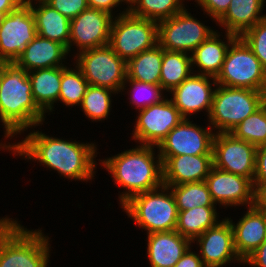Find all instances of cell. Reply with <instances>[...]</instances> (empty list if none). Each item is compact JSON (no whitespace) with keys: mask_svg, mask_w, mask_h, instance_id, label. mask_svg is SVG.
Listing matches in <instances>:
<instances>
[{"mask_svg":"<svg viewBox=\"0 0 266 267\" xmlns=\"http://www.w3.org/2000/svg\"><path fill=\"white\" fill-rule=\"evenodd\" d=\"M42 125L44 124L24 131L19 136V138L22 137L21 141L18 138L19 141L11 143L6 148V152L13 157L16 156L15 159L19 157L27 162H37L40 164L39 166L47 168L49 171L54 170L61 178L70 181L86 182V184L94 181L97 160L99 161L96 159L99 154L98 142H79L76 139L48 135L41 130Z\"/></svg>","mask_w":266,"mask_h":267,"instance_id":"6da1fadb","label":"cell"},{"mask_svg":"<svg viewBox=\"0 0 266 267\" xmlns=\"http://www.w3.org/2000/svg\"><path fill=\"white\" fill-rule=\"evenodd\" d=\"M45 120H48L46 114L33 99L28 72L9 63L0 80V127L4 134L0 151H6L24 131L44 124Z\"/></svg>","mask_w":266,"mask_h":267,"instance_id":"7a4b0ae2","label":"cell"},{"mask_svg":"<svg viewBox=\"0 0 266 267\" xmlns=\"http://www.w3.org/2000/svg\"><path fill=\"white\" fill-rule=\"evenodd\" d=\"M120 151L107 158L101 157L98 164L108 172L115 187L123 189L116 198L121 207L131 197L161 187L163 169L155 146L135 144Z\"/></svg>","mask_w":266,"mask_h":267,"instance_id":"3957f363","label":"cell"},{"mask_svg":"<svg viewBox=\"0 0 266 267\" xmlns=\"http://www.w3.org/2000/svg\"><path fill=\"white\" fill-rule=\"evenodd\" d=\"M0 220V267H50V234L26 228L18 218Z\"/></svg>","mask_w":266,"mask_h":267,"instance_id":"277c9868","label":"cell"},{"mask_svg":"<svg viewBox=\"0 0 266 267\" xmlns=\"http://www.w3.org/2000/svg\"><path fill=\"white\" fill-rule=\"evenodd\" d=\"M120 209L146 234L176 230L178 209L168 186L137 194Z\"/></svg>","mask_w":266,"mask_h":267,"instance_id":"5b68a950","label":"cell"},{"mask_svg":"<svg viewBox=\"0 0 266 267\" xmlns=\"http://www.w3.org/2000/svg\"><path fill=\"white\" fill-rule=\"evenodd\" d=\"M266 102V92L217 85L208 124L215 133H230Z\"/></svg>","mask_w":266,"mask_h":267,"instance_id":"8992f818","label":"cell"},{"mask_svg":"<svg viewBox=\"0 0 266 267\" xmlns=\"http://www.w3.org/2000/svg\"><path fill=\"white\" fill-rule=\"evenodd\" d=\"M215 80L220 86L266 92V71L241 37L230 44Z\"/></svg>","mask_w":266,"mask_h":267,"instance_id":"52a82bcc","label":"cell"},{"mask_svg":"<svg viewBox=\"0 0 266 267\" xmlns=\"http://www.w3.org/2000/svg\"><path fill=\"white\" fill-rule=\"evenodd\" d=\"M157 44V21L134 16L129 11L114 17L109 45L126 63Z\"/></svg>","mask_w":266,"mask_h":267,"instance_id":"ba28073f","label":"cell"},{"mask_svg":"<svg viewBox=\"0 0 266 267\" xmlns=\"http://www.w3.org/2000/svg\"><path fill=\"white\" fill-rule=\"evenodd\" d=\"M90 85L121 93L127 79L126 62L105 45L84 50L72 58Z\"/></svg>","mask_w":266,"mask_h":267,"instance_id":"9c48e42d","label":"cell"},{"mask_svg":"<svg viewBox=\"0 0 266 267\" xmlns=\"http://www.w3.org/2000/svg\"><path fill=\"white\" fill-rule=\"evenodd\" d=\"M186 5L179 13L158 22V44L168 51L192 54L216 29L198 20ZM206 22V25H205Z\"/></svg>","mask_w":266,"mask_h":267,"instance_id":"30bf717a","label":"cell"},{"mask_svg":"<svg viewBox=\"0 0 266 267\" xmlns=\"http://www.w3.org/2000/svg\"><path fill=\"white\" fill-rule=\"evenodd\" d=\"M136 114L131 140L138 145L155 147L184 119L168 96Z\"/></svg>","mask_w":266,"mask_h":267,"instance_id":"8fae6325","label":"cell"},{"mask_svg":"<svg viewBox=\"0 0 266 267\" xmlns=\"http://www.w3.org/2000/svg\"><path fill=\"white\" fill-rule=\"evenodd\" d=\"M215 131L208 124L198 125L184 118L157 146L160 156L213 155Z\"/></svg>","mask_w":266,"mask_h":267,"instance_id":"7c38bea8","label":"cell"},{"mask_svg":"<svg viewBox=\"0 0 266 267\" xmlns=\"http://www.w3.org/2000/svg\"><path fill=\"white\" fill-rule=\"evenodd\" d=\"M113 19V15L90 7L71 19L69 55L73 58L84 50L108 45Z\"/></svg>","mask_w":266,"mask_h":267,"instance_id":"4fadbf2b","label":"cell"},{"mask_svg":"<svg viewBox=\"0 0 266 267\" xmlns=\"http://www.w3.org/2000/svg\"><path fill=\"white\" fill-rule=\"evenodd\" d=\"M256 148L249 142L235 138L231 133H215L212 150L213 166L249 178L253 182Z\"/></svg>","mask_w":266,"mask_h":267,"instance_id":"5bb4252c","label":"cell"},{"mask_svg":"<svg viewBox=\"0 0 266 267\" xmlns=\"http://www.w3.org/2000/svg\"><path fill=\"white\" fill-rule=\"evenodd\" d=\"M37 35L31 5L19 4L0 25V59L14 63Z\"/></svg>","mask_w":266,"mask_h":267,"instance_id":"9a60e30c","label":"cell"},{"mask_svg":"<svg viewBox=\"0 0 266 267\" xmlns=\"http://www.w3.org/2000/svg\"><path fill=\"white\" fill-rule=\"evenodd\" d=\"M192 247L197 250L205 267H226L232 263L243 264L235 251L233 229L226 217L221 218V221L214 227L207 229L196 238L192 242Z\"/></svg>","mask_w":266,"mask_h":267,"instance_id":"2e32d148","label":"cell"},{"mask_svg":"<svg viewBox=\"0 0 266 267\" xmlns=\"http://www.w3.org/2000/svg\"><path fill=\"white\" fill-rule=\"evenodd\" d=\"M217 85L214 77L192 73L167 96L184 118L193 119L200 112L208 117Z\"/></svg>","mask_w":266,"mask_h":267,"instance_id":"e0dca14e","label":"cell"},{"mask_svg":"<svg viewBox=\"0 0 266 267\" xmlns=\"http://www.w3.org/2000/svg\"><path fill=\"white\" fill-rule=\"evenodd\" d=\"M205 182L213 201L221 210L233 207L239 209V206L247 208L254 204V187L249 178L213 166Z\"/></svg>","mask_w":266,"mask_h":267,"instance_id":"ac0fdd59","label":"cell"},{"mask_svg":"<svg viewBox=\"0 0 266 267\" xmlns=\"http://www.w3.org/2000/svg\"><path fill=\"white\" fill-rule=\"evenodd\" d=\"M163 185L205 181L213 167V155L160 156Z\"/></svg>","mask_w":266,"mask_h":267,"instance_id":"d6986e66","label":"cell"},{"mask_svg":"<svg viewBox=\"0 0 266 267\" xmlns=\"http://www.w3.org/2000/svg\"><path fill=\"white\" fill-rule=\"evenodd\" d=\"M244 214L237 222L225 216L233 229L234 248L237 255L244 261L266 239V214L254 206L244 208ZM241 217V218H240Z\"/></svg>","mask_w":266,"mask_h":267,"instance_id":"ffe728a7","label":"cell"},{"mask_svg":"<svg viewBox=\"0 0 266 267\" xmlns=\"http://www.w3.org/2000/svg\"><path fill=\"white\" fill-rule=\"evenodd\" d=\"M68 49L61 43L37 35L14 62L27 72L66 66L72 58ZM69 58V59H68Z\"/></svg>","mask_w":266,"mask_h":267,"instance_id":"44dd1931","label":"cell"},{"mask_svg":"<svg viewBox=\"0 0 266 267\" xmlns=\"http://www.w3.org/2000/svg\"><path fill=\"white\" fill-rule=\"evenodd\" d=\"M146 236V259L150 267H174L192 246V242L176 230L153 232Z\"/></svg>","mask_w":266,"mask_h":267,"instance_id":"7402d4cb","label":"cell"},{"mask_svg":"<svg viewBox=\"0 0 266 267\" xmlns=\"http://www.w3.org/2000/svg\"><path fill=\"white\" fill-rule=\"evenodd\" d=\"M236 38L237 36L227 32H213L191 54L193 73L216 78L221 71L227 50Z\"/></svg>","mask_w":266,"mask_h":267,"instance_id":"603a6c76","label":"cell"},{"mask_svg":"<svg viewBox=\"0 0 266 267\" xmlns=\"http://www.w3.org/2000/svg\"><path fill=\"white\" fill-rule=\"evenodd\" d=\"M266 0H231L226 13L215 23L223 32L241 37L266 17Z\"/></svg>","mask_w":266,"mask_h":267,"instance_id":"cb8c5ba5","label":"cell"},{"mask_svg":"<svg viewBox=\"0 0 266 267\" xmlns=\"http://www.w3.org/2000/svg\"><path fill=\"white\" fill-rule=\"evenodd\" d=\"M32 86V96L37 106L46 114L51 115L59 101L62 79V66L43 68L28 72ZM48 113V114H47Z\"/></svg>","mask_w":266,"mask_h":267,"instance_id":"d4e9b609","label":"cell"},{"mask_svg":"<svg viewBox=\"0 0 266 267\" xmlns=\"http://www.w3.org/2000/svg\"><path fill=\"white\" fill-rule=\"evenodd\" d=\"M37 34L63 44L69 52L70 19L53 9L46 2L31 5Z\"/></svg>","mask_w":266,"mask_h":267,"instance_id":"484cf974","label":"cell"},{"mask_svg":"<svg viewBox=\"0 0 266 267\" xmlns=\"http://www.w3.org/2000/svg\"><path fill=\"white\" fill-rule=\"evenodd\" d=\"M219 207L199 206L189 210L178 211L176 231L193 242L207 229L214 227L220 220Z\"/></svg>","mask_w":266,"mask_h":267,"instance_id":"4316f807","label":"cell"},{"mask_svg":"<svg viewBox=\"0 0 266 267\" xmlns=\"http://www.w3.org/2000/svg\"><path fill=\"white\" fill-rule=\"evenodd\" d=\"M162 58L163 48L159 44L149 50L142 51L127 62L126 80L160 85Z\"/></svg>","mask_w":266,"mask_h":267,"instance_id":"83f0119b","label":"cell"},{"mask_svg":"<svg viewBox=\"0 0 266 267\" xmlns=\"http://www.w3.org/2000/svg\"><path fill=\"white\" fill-rule=\"evenodd\" d=\"M192 73L190 54L163 49L160 86L166 94L179 86Z\"/></svg>","mask_w":266,"mask_h":267,"instance_id":"f1b7e54d","label":"cell"},{"mask_svg":"<svg viewBox=\"0 0 266 267\" xmlns=\"http://www.w3.org/2000/svg\"><path fill=\"white\" fill-rule=\"evenodd\" d=\"M116 95L119 94L111 89L89 85L79 109L89 121L104 122L110 118L114 102L112 97Z\"/></svg>","mask_w":266,"mask_h":267,"instance_id":"f546056e","label":"cell"},{"mask_svg":"<svg viewBox=\"0 0 266 267\" xmlns=\"http://www.w3.org/2000/svg\"><path fill=\"white\" fill-rule=\"evenodd\" d=\"M89 85L81 69L74 62L68 66H62L58 103H62L63 106L68 107V109L71 108V110L74 106L79 108Z\"/></svg>","mask_w":266,"mask_h":267,"instance_id":"4dcf8cb0","label":"cell"},{"mask_svg":"<svg viewBox=\"0 0 266 267\" xmlns=\"http://www.w3.org/2000/svg\"><path fill=\"white\" fill-rule=\"evenodd\" d=\"M190 0H128V11L137 17L161 21L179 13Z\"/></svg>","mask_w":266,"mask_h":267,"instance_id":"1f68e13d","label":"cell"},{"mask_svg":"<svg viewBox=\"0 0 266 267\" xmlns=\"http://www.w3.org/2000/svg\"><path fill=\"white\" fill-rule=\"evenodd\" d=\"M165 186L171 189L178 211L199 206H218L213 201L205 181Z\"/></svg>","mask_w":266,"mask_h":267,"instance_id":"d6a6232c","label":"cell"},{"mask_svg":"<svg viewBox=\"0 0 266 267\" xmlns=\"http://www.w3.org/2000/svg\"><path fill=\"white\" fill-rule=\"evenodd\" d=\"M122 95H128L129 106L136 111L146 108L150 105L159 103L167 94L162 90L160 85L138 82L135 80H126L123 85Z\"/></svg>","mask_w":266,"mask_h":267,"instance_id":"836d02e7","label":"cell"},{"mask_svg":"<svg viewBox=\"0 0 266 267\" xmlns=\"http://www.w3.org/2000/svg\"><path fill=\"white\" fill-rule=\"evenodd\" d=\"M230 133L256 147L266 144V102Z\"/></svg>","mask_w":266,"mask_h":267,"instance_id":"e575fe53","label":"cell"},{"mask_svg":"<svg viewBox=\"0 0 266 267\" xmlns=\"http://www.w3.org/2000/svg\"><path fill=\"white\" fill-rule=\"evenodd\" d=\"M241 38L252 49L266 71V17L247 30Z\"/></svg>","mask_w":266,"mask_h":267,"instance_id":"d590c367","label":"cell"},{"mask_svg":"<svg viewBox=\"0 0 266 267\" xmlns=\"http://www.w3.org/2000/svg\"><path fill=\"white\" fill-rule=\"evenodd\" d=\"M46 3L70 20L89 7L87 0H47Z\"/></svg>","mask_w":266,"mask_h":267,"instance_id":"8d00e7d4","label":"cell"},{"mask_svg":"<svg viewBox=\"0 0 266 267\" xmlns=\"http://www.w3.org/2000/svg\"><path fill=\"white\" fill-rule=\"evenodd\" d=\"M194 1L195 7L198 10L203 11L204 15H207L206 18L210 17L212 22H217L227 11L231 0H190ZM197 5V6H196Z\"/></svg>","mask_w":266,"mask_h":267,"instance_id":"74e56055","label":"cell"},{"mask_svg":"<svg viewBox=\"0 0 266 267\" xmlns=\"http://www.w3.org/2000/svg\"><path fill=\"white\" fill-rule=\"evenodd\" d=\"M87 2L90 8L102 10L114 17L128 12V0H87Z\"/></svg>","mask_w":266,"mask_h":267,"instance_id":"f35d334b","label":"cell"},{"mask_svg":"<svg viewBox=\"0 0 266 267\" xmlns=\"http://www.w3.org/2000/svg\"><path fill=\"white\" fill-rule=\"evenodd\" d=\"M266 184V144L256 148V168L253 185Z\"/></svg>","mask_w":266,"mask_h":267,"instance_id":"ab89813d","label":"cell"},{"mask_svg":"<svg viewBox=\"0 0 266 267\" xmlns=\"http://www.w3.org/2000/svg\"><path fill=\"white\" fill-rule=\"evenodd\" d=\"M243 264V266L266 267V239L243 261Z\"/></svg>","mask_w":266,"mask_h":267,"instance_id":"60d3db41","label":"cell"},{"mask_svg":"<svg viewBox=\"0 0 266 267\" xmlns=\"http://www.w3.org/2000/svg\"><path fill=\"white\" fill-rule=\"evenodd\" d=\"M193 250V251H192ZM174 267H205L194 247H190Z\"/></svg>","mask_w":266,"mask_h":267,"instance_id":"b9f144b4","label":"cell"},{"mask_svg":"<svg viewBox=\"0 0 266 267\" xmlns=\"http://www.w3.org/2000/svg\"><path fill=\"white\" fill-rule=\"evenodd\" d=\"M254 187V204L253 206L266 214V184L253 185Z\"/></svg>","mask_w":266,"mask_h":267,"instance_id":"7bdbcfd3","label":"cell"},{"mask_svg":"<svg viewBox=\"0 0 266 267\" xmlns=\"http://www.w3.org/2000/svg\"><path fill=\"white\" fill-rule=\"evenodd\" d=\"M19 4H21V0H0V11L8 14Z\"/></svg>","mask_w":266,"mask_h":267,"instance_id":"ee69618b","label":"cell"},{"mask_svg":"<svg viewBox=\"0 0 266 267\" xmlns=\"http://www.w3.org/2000/svg\"><path fill=\"white\" fill-rule=\"evenodd\" d=\"M9 63H10L9 61L0 59V80H1V77H2L4 70L6 69V67Z\"/></svg>","mask_w":266,"mask_h":267,"instance_id":"f6af8a7d","label":"cell"},{"mask_svg":"<svg viewBox=\"0 0 266 267\" xmlns=\"http://www.w3.org/2000/svg\"><path fill=\"white\" fill-rule=\"evenodd\" d=\"M46 1L47 0H21V3L32 5L35 3L46 2Z\"/></svg>","mask_w":266,"mask_h":267,"instance_id":"bcb514c9","label":"cell"},{"mask_svg":"<svg viewBox=\"0 0 266 267\" xmlns=\"http://www.w3.org/2000/svg\"><path fill=\"white\" fill-rule=\"evenodd\" d=\"M6 16V14L2 11H0V25L3 23V19Z\"/></svg>","mask_w":266,"mask_h":267,"instance_id":"7dc6e473","label":"cell"}]
</instances>
